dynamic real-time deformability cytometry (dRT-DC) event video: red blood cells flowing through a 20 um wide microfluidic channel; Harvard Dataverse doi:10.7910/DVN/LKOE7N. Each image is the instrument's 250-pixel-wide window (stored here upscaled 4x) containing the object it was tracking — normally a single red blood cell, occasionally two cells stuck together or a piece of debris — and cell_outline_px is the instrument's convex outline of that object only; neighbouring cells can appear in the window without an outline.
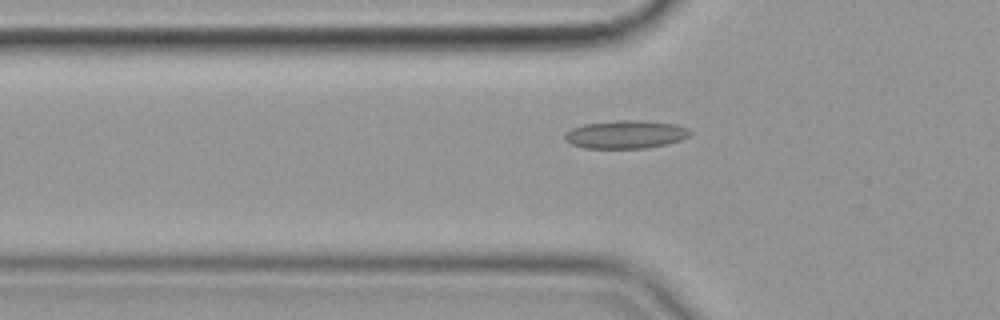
{"species": "common noctule bat (a hibernating species)", "species_latin": "Nyctalus noctula", "temperature_condition": "cold", "stored_images_in_passage": 54, "camera_frame_rate_fps": 3000, "um_per_image_px": 0.085, "animal": {"sex": "female", "body_mass_g": 19.9}, "frame": {"image": 1, "passage_image": 19, "time_ms": 6.0, "image_size_px": [1000, 320], "cell_outline_px": [[692, 132], [688, 136], [680, 140], [668, 144], [648, 148], [584, 148], [572, 144], [564, 140], [564, 136], [572, 128], [584, 124], [616, 120], [644, 120], [676, 124], [688, 128]], "centroid_in_image_um": [53.21, 11.42], "position_along_channel_um": 72.6, "area_um2": 20.63}}
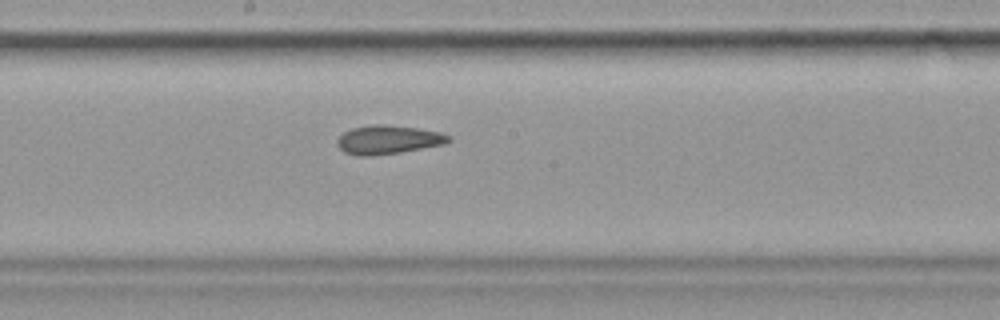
{"frame": {"image": 2, "passage_image": 31, "time_ms": 10.0, "image_size_px": [1000, 320], "cell_outline_px": [[452, 140], [444, 144], [400, 152], [372, 156], [356, 156], [344, 152], [336, 144], [336, 140], [344, 132], [352, 128], [372, 124], [384, 124], [416, 128], [440, 132], [452, 136]], "centroid_in_image_um": [32.98, 11.87], "position_along_channel_um": 215.2, "area_um2": 18.73}}
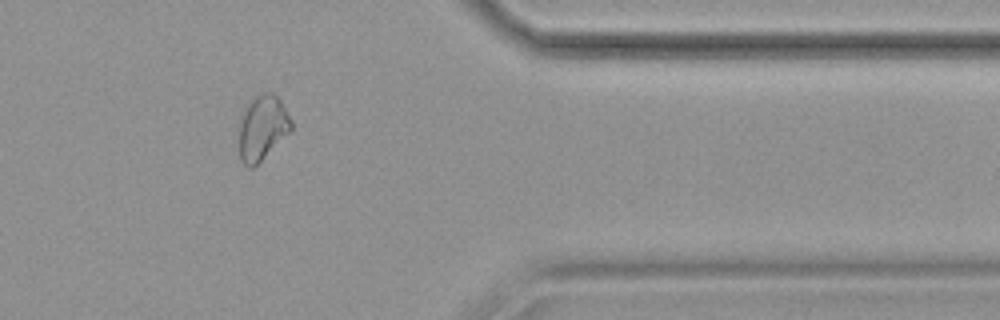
{"frame": {"image": 3, "passage_image": 47, "time_ms": 15.333, "image_size_px": [1000, 320], "cell_outline_px": [[292, 132], [252, 168], [248, 168], [244, 164], [240, 156], [240, 116], [248, 100], [260, 92], [272, 92], [280, 100], [292, 120]], "centroid_in_image_um": [22.32, 10.82], "position_along_channel_um": 389.1, "area_um2": 20.0}}